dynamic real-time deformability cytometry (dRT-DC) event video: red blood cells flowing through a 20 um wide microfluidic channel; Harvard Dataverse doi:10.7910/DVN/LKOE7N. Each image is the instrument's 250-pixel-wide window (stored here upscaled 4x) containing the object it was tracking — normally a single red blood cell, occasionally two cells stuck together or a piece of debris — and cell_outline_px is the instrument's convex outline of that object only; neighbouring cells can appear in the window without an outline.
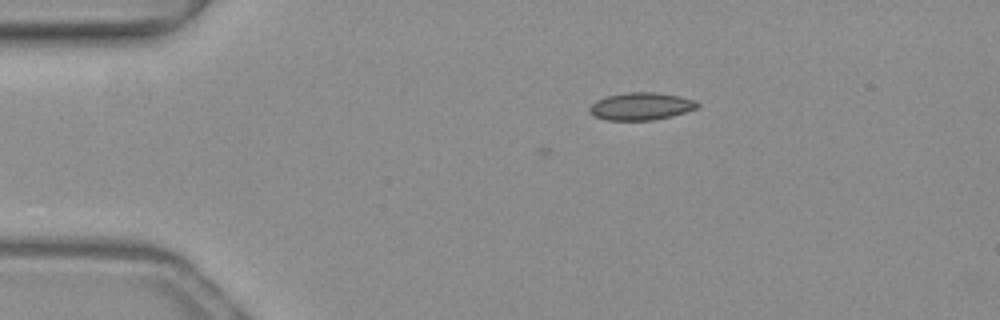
{"species": "common noctule bat (a hibernating species)", "species_latin": "Nyctalus noctula", "temperature_condition": "warm", "stored_images_in_passage": 3, "camera_frame_rate_fps": 3000, "um_per_image_px": 0.085, "animal": {"sex": "female", "body_mass_g": 19.3, "forearm_length_mm": 54.1}, "frame": {"image": 1, "passage_image": 1, "time_ms": 0.0, "image_size_px": [1000, 320], "cell_outline_px": [[700, 104], [696, 108], [672, 116], [652, 120], [604, 120], [588, 112], [588, 108], [596, 100], [608, 96], [628, 92], [656, 92], [680, 96], [696, 100]], "centroid_in_image_um": [54.48, 9.03], "position_along_channel_um": 30.5, "area_um2": 17.28}}